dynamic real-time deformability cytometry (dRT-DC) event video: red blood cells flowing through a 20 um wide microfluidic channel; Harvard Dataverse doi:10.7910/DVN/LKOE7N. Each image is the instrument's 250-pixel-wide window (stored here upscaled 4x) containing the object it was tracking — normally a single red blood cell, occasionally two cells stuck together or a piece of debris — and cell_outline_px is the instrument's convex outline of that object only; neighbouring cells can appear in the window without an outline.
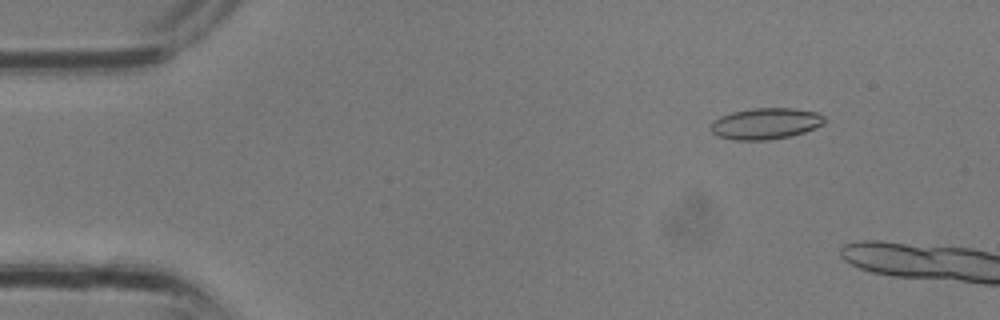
{"species": "common noctule bat (a hibernating species)", "species_latin": "Nyctalus noctula", "temperature_condition": "room temperature", "stored_images_in_passage": 6, "camera_frame_rate_fps": 3000, "um_per_image_px": 0.085, "animal": {"sex": "male", "body_mass_g": 13.3}, "frame": {"image": 1, "passage_image": 4, "time_ms": 1.0, "image_size_px": [1000, 320], "cell_outline_px": [[828, 120], [804, 132], [788, 136], [768, 140], [732, 140], [720, 136], [712, 132], [712, 124], [720, 116], [732, 112], [756, 108], [792, 108], [816, 112], [824, 116]], "centroid_in_image_um": [65.09, 10.5], "position_along_channel_um": 19.9, "area_um2": 20.35}}